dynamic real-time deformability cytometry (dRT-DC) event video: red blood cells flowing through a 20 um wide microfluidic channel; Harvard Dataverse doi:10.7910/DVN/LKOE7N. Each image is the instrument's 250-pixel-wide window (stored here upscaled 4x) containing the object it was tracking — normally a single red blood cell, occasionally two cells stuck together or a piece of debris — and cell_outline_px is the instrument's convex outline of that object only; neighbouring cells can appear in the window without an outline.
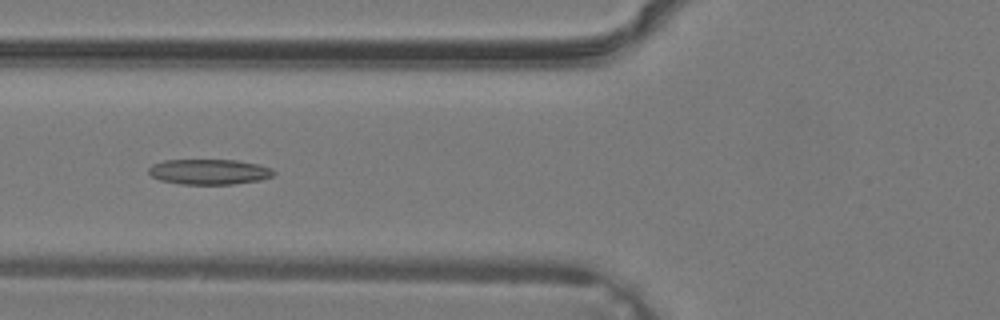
{"species": "common noctule bat (a hibernating species)", "species_latin": "Nyctalus noctula", "temperature_condition": "warm", "stored_images_in_passage": 30, "camera_frame_rate_fps": 3000, "um_per_image_px": 0.085, "animal": {"sex": "male", "body_mass_g": 19.2, "forearm_length_mm": 51.8}, "frame": {"image": 1, "passage_image": 7, "time_ms": 2.0, "image_size_px": [1000, 320], "cell_outline_px": [[276, 172], [272, 176], [260, 180], [232, 184], [180, 184], [160, 180], [152, 176], [148, 172], [148, 168], [152, 164], [164, 160], [236, 160], [256, 164], [272, 168]], "centroid_in_image_um": [17.76, 14.6], "position_along_channel_um": 108.0, "area_um2": 18.44}}
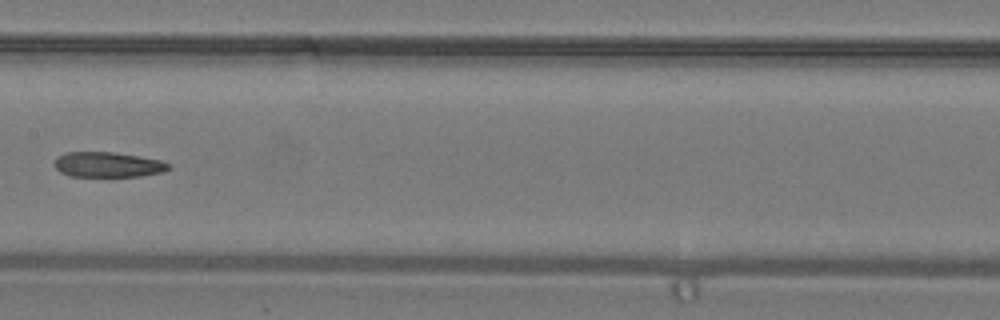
{"frame": {"image": 2, "passage_image": 12, "time_ms": 3.667, "image_size_px": [1000, 320], "cell_outline_px": [[172, 168], [164, 172], [140, 176], [72, 176], [60, 172], [52, 164], [56, 156], [64, 152], [112, 152], [160, 160], [172, 164]], "centroid_in_image_um": [9.16, 13.99], "position_along_channel_um": 198.2, "area_um2": 16.88}}
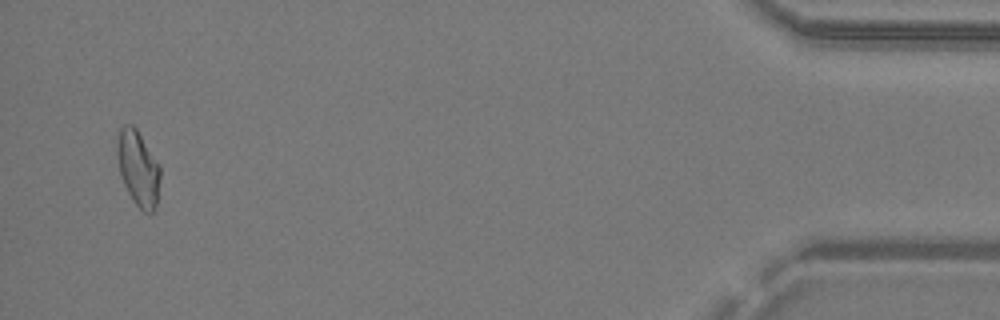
{"frame": {"image": 3, "passage_image": 29, "time_ms": 9.333, "image_size_px": [1000, 320], "cell_outline_px": [[160, 176], [156, 212], [144, 212], [136, 204], [128, 192], [124, 184], [120, 172], [116, 152], [116, 144], [120, 128], [124, 124], [132, 124], [136, 128], [160, 164]], "centroid_in_image_um": [11.75, 14.29], "position_along_channel_um": 423.4, "area_um2": 19.02}}